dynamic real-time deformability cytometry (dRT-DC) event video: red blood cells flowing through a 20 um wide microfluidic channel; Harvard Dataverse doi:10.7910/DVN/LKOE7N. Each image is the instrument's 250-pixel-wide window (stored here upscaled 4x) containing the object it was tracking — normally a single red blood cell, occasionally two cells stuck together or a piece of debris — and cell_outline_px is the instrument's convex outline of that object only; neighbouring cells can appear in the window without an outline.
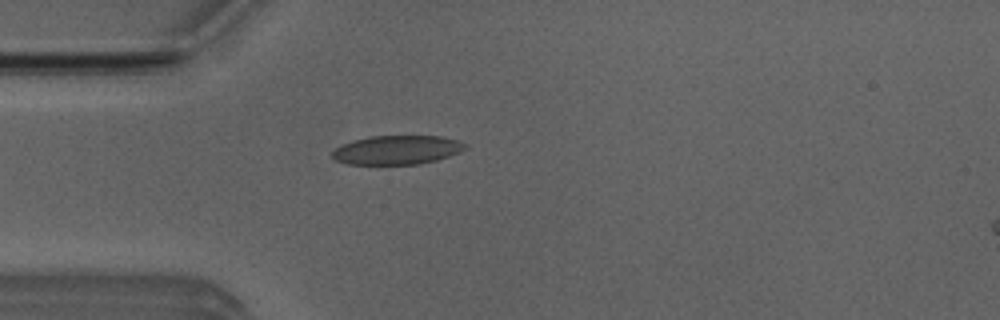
{"species": "Egyptian fruit bat (a non-hibernating species)", "species_latin": "Rousettus aegyptiacus", "temperature_condition": "room temperature", "stored_images_in_passage": 17, "camera_frame_rate_fps": 3000, "um_per_image_px": 0.085, "animal": {"sex": "male"}, "frame": {"image": 1, "passage_image": 14, "time_ms": 4.333, "image_size_px": [1000, 320], "cell_outline_px": [[468, 144], [460, 152], [436, 160], [420, 164], [348, 164], [336, 160], [332, 156], [332, 152], [336, 148], [344, 144], [368, 136], [440, 136], [456, 140]], "centroid_in_image_um": [33.76, 12.74], "position_along_channel_um": 51.2, "area_um2": 22.2}}